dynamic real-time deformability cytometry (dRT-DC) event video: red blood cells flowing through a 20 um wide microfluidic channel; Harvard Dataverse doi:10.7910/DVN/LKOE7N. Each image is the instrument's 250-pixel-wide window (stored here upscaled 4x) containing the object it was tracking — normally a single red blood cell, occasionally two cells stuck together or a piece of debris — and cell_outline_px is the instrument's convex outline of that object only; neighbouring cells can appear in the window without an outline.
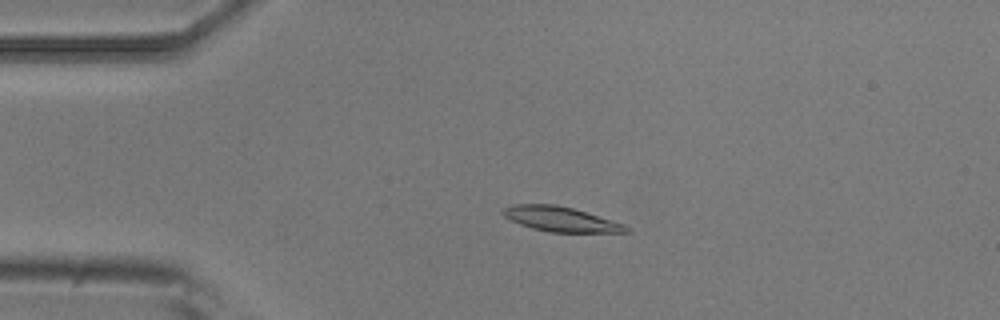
{"species": "common noctule bat (a hibernating species)", "species_latin": "Nyctalus noctula", "temperature_condition": "room temperature", "stored_images_in_passage": 53, "camera_frame_rate_fps": 3000, "um_per_image_px": 0.085, "animal": {"sex": "male", "body_mass_g": 20.5, "forearm_length_mm": 52.5}, "frame": {"image": 1, "passage_image": 11, "time_ms": 3.333, "image_size_px": [1000, 320], "cell_outline_px": [[632, 232], [548, 232], [532, 228], [520, 224], [504, 216], [500, 212], [504, 208], [512, 204], [556, 204], [572, 208], [624, 224], [632, 228]], "centroid_in_image_um": [47.66, 18.63], "position_along_channel_um": 37.3, "area_um2": 17.74}}
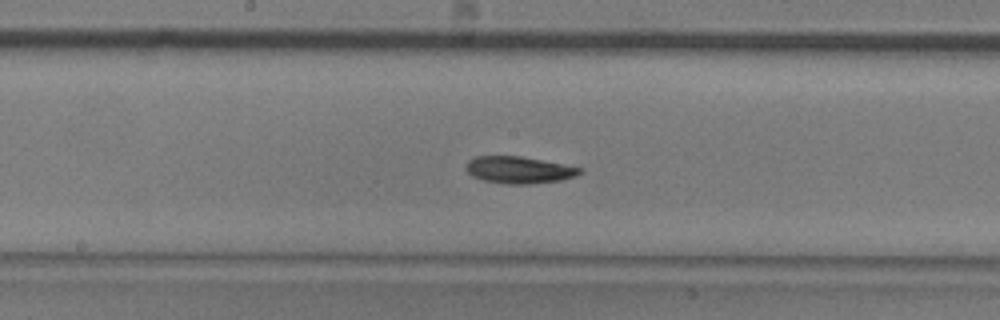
{"frame": {"image": 2, "passage_image": 27, "time_ms": 8.667, "image_size_px": [1000, 320], "cell_outline_px": [[584, 172], [576, 176], [560, 180], [532, 184], [508, 184], [484, 180], [472, 176], [464, 168], [468, 160], [476, 156], [520, 156], [584, 168]], "centroid_in_image_um": [44.12, 14.44], "position_along_channel_um": 204.1, "area_um2": 17.92}}
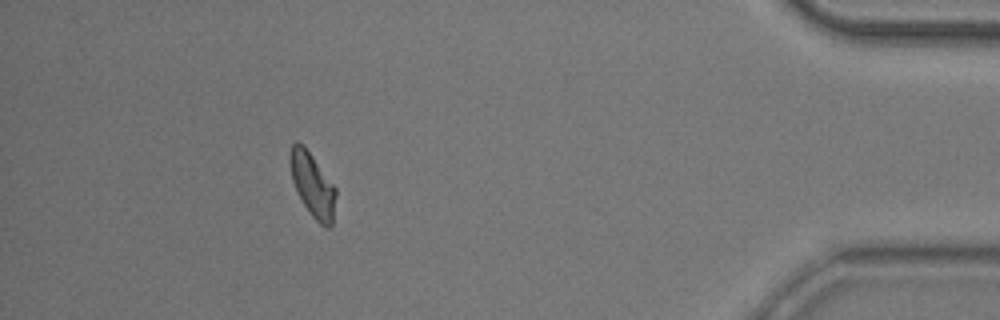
{"frame": {"image": 3, "passage_image": 48, "time_ms": 15.667, "image_size_px": [1000, 320], "cell_outline_px": [[336, 196], [332, 224], [328, 228], [324, 228], [312, 216], [304, 204], [292, 180], [288, 160], [288, 156], [292, 144], [296, 140], [304, 144], [336, 188]], "centroid_in_image_um": [26.55, 15.67], "position_along_channel_um": 408.6, "area_um2": 17.11}, "authors_computed_cell_mechanics": {"area_um2": 17.5712, "velocity_mm_per_s": 3.7083, "shape_relaxation_time_tau1_ms": 4.2485, "shape_relaxation_time_tau2_ms": null, "deformation_change_tau1": 0.1214, "deformation_change_tau2": null}}